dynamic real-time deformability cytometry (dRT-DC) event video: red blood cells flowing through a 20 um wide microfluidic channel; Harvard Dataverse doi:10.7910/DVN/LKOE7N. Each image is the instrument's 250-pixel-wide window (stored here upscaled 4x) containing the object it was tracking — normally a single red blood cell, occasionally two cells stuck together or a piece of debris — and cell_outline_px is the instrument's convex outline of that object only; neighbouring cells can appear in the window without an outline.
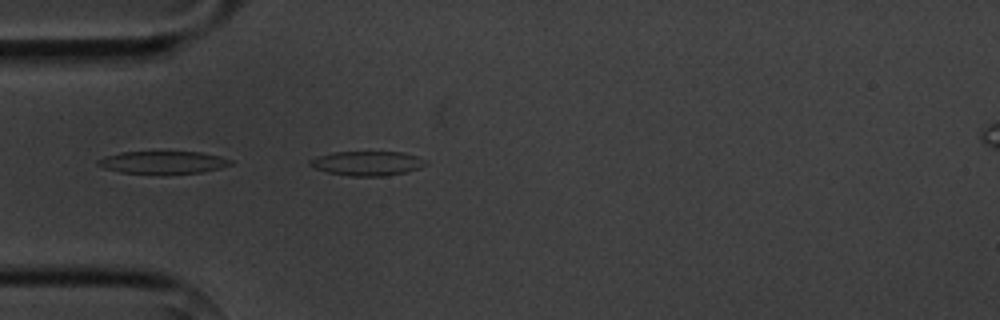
{"species": "common noctule bat (a hibernating species)", "species_latin": "Nyctalus noctula", "temperature_condition": "cold", "stored_images_in_passage": 1, "camera_frame_rate_fps": 3000, "um_per_image_px": 0.085, "animal": {"sex": "male", "body_mass_g": 20.1, "forearm_length_mm": 53.5}, "frame": {"image": 1, "passage_image": 1, "time_ms": 0.0, "image_size_px": [1000, 320], "cell_outline_px": [[428, 164], [420, 168], [408, 172], [384, 176], [348, 176], [328, 172], [316, 168], [308, 164], [308, 160], [316, 156], [332, 152], [400, 152], [416, 156], [428, 160]], "centroid_in_image_um": [31.23, 13.88], "position_along_channel_um": 53.8, "area_um2": 16.65}}